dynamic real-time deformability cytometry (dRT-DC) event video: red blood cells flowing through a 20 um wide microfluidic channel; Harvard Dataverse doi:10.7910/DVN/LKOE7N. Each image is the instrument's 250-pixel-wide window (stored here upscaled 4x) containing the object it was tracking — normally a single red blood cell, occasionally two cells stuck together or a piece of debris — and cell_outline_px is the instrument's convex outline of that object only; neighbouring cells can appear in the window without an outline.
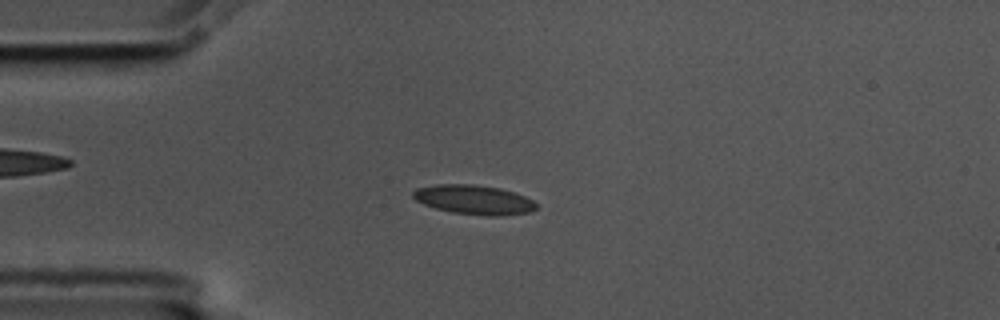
{"species": "common noctule bat (a hibernating species)", "species_latin": "Nyctalus noctula", "temperature_condition": "cold", "stored_images_in_passage": 55, "camera_frame_rate_fps": 3000, "um_per_image_px": 0.085, "animal": {"sex": "male", "body_mass_g": 17.5, "forearm_length_mm": 52.3}, "frame": {"image": 1, "passage_image": 13, "time_ms": 4.0, "image_size_px": [1000, 320], "cell_outline_px": [[536, 208], [528, 212], [500, 216], [488, 216], [452, 212], [436, 208], [424, 204], [416, 200], [412, 196], [412, 192], [416, 188], [436, 184], [472, 184], [500, 188], [524, 196], [532, 200], [536, 204]], "centroid_in_image_um": [40.25, 16.97], "position_along_channel_um": 44.8, "area_um2": 20.92}}
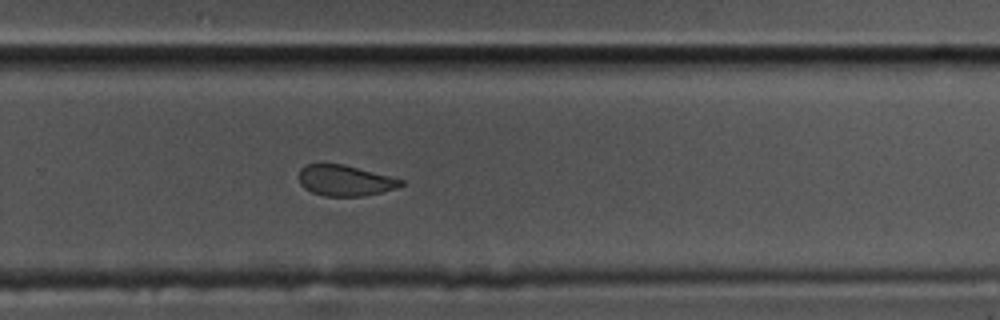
{"frame": {"image": 2, "passage_image": 36, "time_ms": 11.667, "image_size_px": [1000, 320], "cell_outline_px": [[404, 184], [396, 188], [364, 196], [324, 196], [312, 192], [304, 188], [300, 184], [300, 168], [308, 164], [344, 164], [404, 180]], "centroid_in_image_um": [29.32, 15.35], "position_along_channel_um": 300.5, "area_um2": 18.15}}
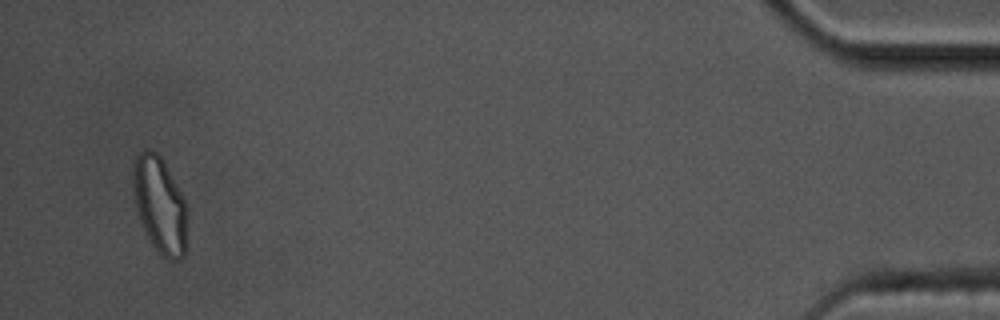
{"frame": {"image": 3, "passage_image": 53, "time_ms": 17.333, "image_size_px": [1000, 320], "cell_outline_px": [[188, 212], [184, 256], [180, 260], [168, 260], [152, 244], [140, 220], [136, 208], [132, 184], [132, 168], [136, 156], [144, 148], [148, 148], [156, 152], [160, 156], [180, 192], [184, 200]], "centroid_in_image_um": [13.57, 17.41], "position_along_channel_um": 421.6, "area_um2": 30.23}, "authors_computed_cell_mechanics": {"area_um2": 19.8832, "velocity_mm_per_s": 3.5582, "shape_relaxation_time_tau1_ms": 3.8204, "shape_relaxation_time_tau2_ms": 1.4745, "deformation_change_tau1": 0.1316, "deformation_change_tau2": 0.0824}}